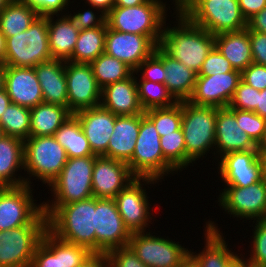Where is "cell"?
Returning a JSON list of instances; mask_svg holds the SVG:
<instances>
[{"instance_id":"44dd1931","label":"cell","mask_w":266,"mask_h":267,"mask_svg":"<svg viewBox=\"0 0 266 267\" xmlns=\"http://www.w3.org/2000/svg\"><path fill=\"white\" fill-rule=\"evenodd\" d=\"M73 115L80 122L92 152L107 157V147L117 116L101 105L78 111Z\"/></svg>"},{"instance_id":"ab89813d","label":"cell","mask_w":266,"mask_h":267,"mask_svg":"<svg viewBox=\"0 0 266 267\" xmlns=\"http://www.w3.org/2000/svg\"><path fill=\"white\" fill-rule=\"evenodd\" d=\"M164 158L176 169L186 167V147L182 128L160 137Z\"/></svg>"},{"instance_id":"03108f58","label":"cell","mask_w":266,"mask_h":267,"mask_svg":"<svg viewBox=\"0 0 266 267\" xmlns=\"http://www.w3.org/2000/svg\"><path fill=\"white\" fill-rule=\"evenodd\" d=\"M257 149L259 154H266V131L264 133L262 140L257 145Z\"/></svg>"},{"instance_id":"f907efd6","label":"cell","mask_w":266,"mask_h":267,"mask_svg":"<svg viewBox=\"0 0 266 267\" xmlns=\"http://www.w3.org/2000/svg\"><path fill=\"white\" fill-rule=\"evenodd\" d=\"M241 80L256 90L266 88V66L252 63L241 72Z\"/></svg>"},{"instance_id":"277c9868","label":"cell","mask_w":266,"mask_h":267,"mask_svg":"<svg viewBox=\"0 0 266 267\" xmlns=\"http://www.w3.org/2000/svg\"><path fill=\"white\" fill-rule=\"evenodd\" d=\"M159 0L133 7H113L106 15V22L110 29L122 33H132L147 36L156 46L162 35L165 24V6Z\"/></svg>"},{"instance_id":"c3c4849f","label":"cell","mask_w":266,"mask_h":267,"mask_svg":"<svg viewBox=\"0 0 266 267\" xmlns=\"http://www.w3.org/2000/svg\"><path fill=\"white\" fill-rule=\"evenodd\" d=\"M140 70H143L142 79L162 84L165 83L166 72L163 60L155 52L139 65L136 74Z\"/></svg>"},{"instance_id":"484cf974","label":"cell","mask_w":266,"mask_h":267,"mask_svg":"<svg viewBox=\"0 0 266 267\" xmlns=\"http://www.w3.org/2000/svg\"><path fill=\"white\" fill-rule=\"evenodd\" d=\"M154 52L163 60L166 72L165 85L177 102L188 101L195 89L197 73L166 53L159 45Z\"/></svg>"},{"instance_id":"91938a15","label":"cell","mask_w":266,"mask_h":267,"mask_svg":"<svg viewBox=\"0 0 266 267\" xmlns=\"http://www.w3.org/2000/svg\"><path fill=\"white\" fill-rule=\"evenodd\" d=\"M148 1L149 0H114V7H133Z\"/></svg>"},{"instance_id":"003e7915","label":"cell","mask_w":266,"mask_h":267,"mask_svg":"<svg viewBox=\"0 0 266 267\" xmlns=\"http://www.w3.org/2000/svg\"><path fill=\"white\" fill-rule=\"evenodd\" d=\"M260 158L262 160L264 180L266 181V154H260Z\"/></svg>"},{"instance_id":"7a4b0ae2","label":"cell","mask_w":266,"mask_h":267,"mask_svg":"<svg viewBox=\"0 0 266 267\" xmlns=\"http://www.w3.org/2000/svg\"><path fill=\"white\" fill-rule=\"evenodd\" d=\"M178 27L162 30L159 46L186 68L199 73L208 53L215 46V37L210 32L194 25L179 14Z\"/></svg>"},{"instance_id":"9c48e42d","label":"cell","mask_w":266,"mask_h":267,"mask_svg":"<svg viewBox=\"0 0 266 267\" xmlns=\"http://www.w3.org/2000/svg\"><path fill=\"white\" fill-rule=\"evenodd\" d=\"M68 160L54 136H30L24 141V169L50 185Z\"/></svg>"},{"instance_id":"603a6c76","label":"cell","mask_w":266,"mask_h":267,"mask_svg":"<svg viewBox=\"0 0 266 267\" xmlns=\"http://www.w3.org/2000/svg\"><path fill=\"white\" fill-rule=\"evenodd\" d=\"M215 145L222 155L229 152L258 150L252 138L238 126L235 109L217 108Z\"/></svg>"},{"instance_id":"94428289","label":"cell","mask_w":266,"mask_h":267,"mask_svg":"<svg viewBox=\"0 0 266 267\" xmlns=\"http://www.w3.org/2000/svg\"><path fill=\"white\" fill-rule=\"evenodd\" d=\"M11 99L7 95L6 90L0 91V118L4 113L5 109L10 105Z\"/></svg>"},{"instance_id":"4fadbf2b","label":"cell","mask_w":266,"mask_h":267,"mask_svg":"<svg viewBox=\"0 0 266 267\" xmlns=\"http://www.w3.org/2000/svg\"><path fill=\"white\" fill-rule=\"evenodd\" d=\"M147 267H178L189 250L178 243L154 237L150 233H133L128 244Z\"/></svg>"},{"instance_id":"9f6ffc18","label":"cell","mask_w":266,"mask_h":267,"mask_svg":"<svg viewBox=\"0 0 266 267\" xmlns=\"http://www.w3.org/2000/svg\"><path fill=\"white\" fill-rule=\"evenodd\" d=\"M79 267H109L106 253H93Z\"/></svg>"},{"instance_id":"cb8c5ba5","label":"cell","mask_w":266,"mask_h":267,"mask_svg":"<svg viewBox=\"0 0 266 267\" xmlns=\"http://www.w3.org/2000/svg\"><path fill=\"white\" fill-rule=\"evenodd\" d=\"M100 105L116 116L143 114L139 99L137 80L133 74L126 80L111 83L101 90Z\"/></svg>"},{"instance_id":"8d00e7d4","label":"cell","mask_w":266,"mask_h":267,"mask_svg":"<svg viewBox=\"0 0 266 267\" xmlns=\"http://www.w3.org/2000/svg\"><path fill=\"white\" fill-rule=\"evenodd\" d=\"M4 135L23 141L30 137V109L10 103L0 118Z\"/></svg>"},{"instance_id":"2e32d148","label":"cell","mask_w":266,"mask_h":267,"mask_svg":"<svg viewBox=\"0 0 266 267\" xmlns=\"http://www.w3.org/2000/svg\"><path fill=\"white\" fill-rule=\"evenodd\" d=\"M140 180L153 184L157 181L153 178L136 177L114 197L118 212L131 234L145 232L150 217L147 194L142 189Z\"/></svg>"},{"instance_id":"89a4df30","label":"cell","mask_w":266,"mask_h":267,"mask_svg":"<svg viewBox=\"0 0 266 267\" xmlns=\"http://www.w3.org/2000/svg\"><path fill=\"white\" fill-rule=\"evenodd\" d=\"M11 0H0V11L5 8Z\"/></svg>"},{"instance_id":"f6af8a7d","label":"cell","mask_w":266,"mask_h":267,"mask_svg":"<svg viewBox=\"0 0 266 267\" xmlns=\"http://www.w3.org/2000/svg\"><path fill=\"white\" fill-rule=\"evenodd\" d=\"M257 100L258 90L241 80L228 107L230 109L254 111L257 106Z\"/></svg>"},{"instance_id":"30bf717a","label":"cell","mask_w":266,"mask_h":267,"mask_svg":"<svg viewBox=\"0 0 266 267\" xmlns=\"http://www.w3.org/2000/svg\"><path fill=\"white\" fill-rule=\"evenodd\" d=\"M30 186L0 187V231L25 225H47L43 206L35 205Z\"/></svg>"},{"instance_id":"ee69618b","label":"cell","mask_w":266,"mask_h":267,"mask_svg":"<svg viewBox=\"0 0 266 267\" xmlns=\"http://www.w3.org/2000/svg\"><path fill=\"white\" fill-rule=\"evenodd\" d=\"M253 236L254 250L245 262L250 267H266V218L257 220Z\"/></svg>"},{"instance_id":"d590c367","label":"cell","mask_w":266,"mask_h":267,"mask_svg":"<svg viewBox=\"0 0 266 267\" xmlns=\"http://www.w3.org/2000/svg\"><path fill=\"white\" fill-rule=\"evenodd\" d=\"M90 66L97 84L101 89L111 83L126 80L135 73L124 62L106 53L101 54L91 62Z\"/></svg>"},{"instance_id":"f1b7e54d","label":"cell","mask_w":266,"mask_h":267,"mask_svg":"<svg viewBox=\"0 0 266 267\" xmlns=\"http://www.w3.org/2000/svg\"><path fill=\"white\" fill-rule=\"evenodd\" d=\"M20 166L24 169V141L17 137L3 136L0 139V187L29 185L27 179L13 178Z\"/></svg>"},{"instance_id":"bcb514c9","label":"cell","mask_w":266,"mask_h":267,"mask_svg":"<svg viewBox=\"0 0 266 267\" xmlns=\"http://www.w3.org/2000/svg\"><path fill=\"white\" fill-rule=\"evenodd\" d=\"M233 70L230 62L214 46L208 53L197 76H212Z\"/></svg>"},{"instance_id":"6da1fadb","label":"cell","mask_w":266,"mask_h":267,"mask_svg":"<svg viewBox=\"0 0 266 267\" xmlns=\"http://www.w3.org/2000/svg\"><path fill=\"white\" fill-rule=\"evenodd\" d=\"M43 212L53 235L96 253L95 197L62 206H43Z\"/></svg>"},{"instance_id":"1f68e13d","label":"cell","mask_w":266,"mask_h":267,"mask_svg":"<svg viewBox=\"0 0 266 267\" xmlns=\"http://www.w3.org/2000/svg\"><path fill=\"white\" fill-rule=\"evenodd\" d=\"M72 115L67 107L39 103L30 109V136H52Z\"/></svg>"},{"instance_id":"5bb4252c","label":"cell","mask_w":266,"mask_h":267,"mask_svg":"<svg viewBox=\"0 0 266 267\" xmlns=\"http://www.w3.org/2000/svg\"><path fill=\"white\" fill-rule=\"evenodd\" d=\"M65 64L69 111L74 114L99 106L102 89L97 84L90 64L71 61Z\"/></svg>"},{"instance_id":"e7e4bbea","label":"cell","mask_w":266,"mask_h":267,"mask_svg":"<svg viewBox=\"0 0 266 267\" xmlns=\"http://www.w3.org/2000/svg\"><path fill=\"white\" fill-rule=\"evenodd\" d=\"M6 64L0 63V91L5 89Z\"/></svg>"},{"instance_id":"f35d334b","label":"cell","mask_w":266,"mask_h":267,"mask_svg":"<svg viewBox=\"0 0 266 267\" xmlns=\"http://www.w3.org/2000/svg\"><path fill=\"white\" fill-rule=\"evenodd\" d=\"M144 114L155 125L159 136H164L181 128L182 101L170 107L148 109Z\"/></svg>"},{"instance_id":"83f0119b","label":"cell","mask_w":266,"mask_h":267,"mask_svg":"<svg viewBox=\"0 0 266 267\" xmlns=\"http://www.w3.org/2000/svg\"><path fill=\"white\" fill-rule=\"evenodd\" d=\"M215 37V47L230 62L233 69L242 72L253 63L249 31L223 32Z\"/></svg>"},{"instance_id":"d6986e66","label":"cell","mask_w":266,"mask_h":267,"mask_svg":"<svg viewBox=\"0 0 266 267\" xmlns=\"http://www.w3.org/2000/svg\"><path fill=\"white\" fill-rule=\"evenodd\" d=\"M221 157L219 170L227 186L247 187L264 178L258 150L229 152Z\"/></svg>"},{"instance_id":"8992f818","label":"cell","mask_w":266,"mask_h":267,"mask_svg":"<svg viewBox=\"0 0 266 267\" xmlns=\"http://www.w3.org/2000/svg\"><path fill=\"white\" fill-rule=\"evenodd\" d=\"M216 117V107L182 101L181 128L185 139L186 166L215 146Z\"/></svg>"},{"instance_id":"5b68a950","label":"cell","mask_w":266,"mask_h":267,"mask_svg":"<svg viewBox=\"0 0 266 267\" xmlns=\"http://www.w3.org/2000/svg\"><path fill=\"white\" fill-rule=\"evenodd\" d=\"M50 60L47 16H38L27 30L6 38L7 66L35 67Z\"/></svg>"},{"instance_id":"ac0fdd59","label":"cell","mask_w":266,"mask_h":267,"mask_svg":"<svg viewBox=\"0 0 266 267\" xmlns=\"http://www.w3.org/2000/svg\"><path fill=\"white\" fill-rule=\"evenodd\" d=\"M155 48L156 45L147 36L122 33L107 25L104 53L124 62L134 72Z\"/></svg>"},{"instance_id":"8fae6325","label":"cell","mask_w":266,"mask_h":267,"mask_svg":"<svg viewBox=\"0 0 266 267\" xmlns=\"http://www.w3.org/2000/svg\"><path fill=\"white\" fill-rule=\"evenodd\" d=\"M47 225H25L0 231V267H31Z\"/></svg>"},{"instance_id":"be15d7a7","label":"cell","mask_w":266,"mask_h":267,"mask_svg":"<svg viewBox=\"0 0 266 267\" xmlns=\"http://www.w3.org/2000/svg\"><path fill=\"white\" fill-rule=\"evenodd\" d=\"M178 267H199L197 261L188 254L180 263Z\"/></svg>"},{"instance_id":"4dcf8cb0","label":"cell","mask_w":266,"mask_h":267,"mask_svg":"<svg viewBox=\"0 0 266 267\" xmlns=\"http://www.w3.org/2000/svg\"><path fill=\"white\" fill-rule=\"evenodd\" d=\"M51 15L47 16L49 50L52 59L68 61L73 54L79 35L68 18L63 16L57 21H52Z\"/></svg>"},{"instance_id":"6f0895ef","label":"cell","mask_w":266,"mask_h":267,"mask_svg":"<svg viewBox=\"0 0 266 267\" xmlns=\"http://www.w3.org/2000/svg\"><path fill=\"white\" fill-rule=\"evenodd\" d=\"M91 6H94L93 8H97L98 10H102L101 14L107 15L112 8L114 7V0H87Z\"/></svg>"},{"instance_id":"9a60e30c","label":"cell","mask_w":266,"mask_h":267,"mask_svg":"<svg viewBox=\"0 0 266 267\" xmlns=\"http://www.w3.org/2000/svg\"><path fill=\"white\" fill-rule=\"evenodd\" d=\"M220 205L235 217L266 218V181L264 178L247 187L228 186L219 197Z\"/></svg>"},{"instance_id":"681fc988","label":"cell","mask_w":266,"mask_h":267,"mask_svg":"<svg viewBox=\"0 0 266 267\" xmlns=\"http://www.w3.org/2000/svg\"><path fill=\"white\" fill-rule=\"evenodd\" d=\"M95 15L96 14H94V12L87 10L83 13H77L73 16L67 15L66 17L76 30L82 31L84 29L102 27L106 23L105 14H100V17H98V19Z\"/></svg>"},{"instance_id":"74e56055","label":"cell","mask_w":266,"mask_h":267,"mask_svg":"<svg viewBox=\"0 0 266 267\" xmlns=\"http://www.w3.org/2000/svg\"><path fill=\"white\" fill-rule=\"evenodd\" d=\"M137 83L138 99L144 111L152 108L170 107L177 103L165 84L141 79Z\"/></svg>"},{"instance_id":"60d3db41","label":"cell","mask_w":266,"mask_h":267,"mask_svg":"<svg viewBox=\"0 0 266 267\" xmlns=\"http://www.w3.org/2000/svg\"><path fill=\"white\" fill-rule=\"evenodd\" d=\"M31 267H60L59 238L48 229L35 249Z\"/></svg>"},{"instance_id":"3957f363","label":"cell","mask_w":266,"mask_h":267,"mask_svg":"<svg viewBox=\"0 0 266 267\" xmlns=\"http://www.w3.org/2000/svg\"><path fill=\"white\" fill-rule=\"evenodd\" d=\"M178 14L212 35L247 28L238 0H175Z\"/></svg>"},{"instance_id":"7c38bea8","label":"cell","mask_w":266,"mask_h":267,"mask_svg":"<svg viewBox=\"0 0 266 267\" xmlns=\"http://www.w3.org/2000/svg\"><path fill=\"white\" fill-rule=\"evenodd\" d=\"M96 253L127 246L131 233L118 212L114 199L95 197Z\"/></svg>"},{"instance_id":"db71d44e","label":"cell","mask_w":266,"mask_h":267,"mask_svg":"<svg viewBox=\"0 0 266 267\" xmlns=\"http://www.w3.org/2000/svg\"><path fill=\"white\" fill-rule=\"evenodd\" d=\"M242 16L246 21L266 7V0H238Z\"/></svg>"},{"instance_id":"f546056e","label":"cell","mask_w":266,"mask_h":267,"mask_svg":"<svg viewBox=\"0 0 266 267\" xmlns=\"http://www.w3.org/2000/svg\"><path fill=\"white\" fill-rule=\"evenodd\" d=\"M206 226V248L201 253L189 254L197 261L199 267H233L241 258L234 254L225 243L221 233L217 230L213 222H208Z\"/></svg>"},{"instance_id":"836d02e7","label":"cell","mask_w":266,"mask_h":267,"mask_svg":"<svg viewBox=\"0 0 266 267\" xmlns=\"http://www.w3.org/2000/svg\"><path fill=\"white\" fill-rule=\"evenodd\" d=\"M38 16L37 11L27 4L11 0L0 11V30L6 38L18 35L27 30Z\"/></svg>"},{"instance_id":"2644e50d","label":"cell","mask_w":266,"mask_h":267,"mask_svg":"<svg viewBox=\"0 0 266 267\" xmlns=\"http://www.w3.org/2000/svg\"><path fill=\"white\" fill-rule=\"evenodd\" d=\"M3 136H5V135H4L2 126L0 125V139H1Z\"/></svg>"},{"instance_id":"d4e9b609","label":"cell","mask_w":266,"mask_h":267,"mask_svg":"<svg viewBox=\"0 0 266 267\" xmlns=\"http://www.w3.org/2000/svg\"><path fill=\"white\" fill-rule=\"evenodd\" d=\"M65 62L52 59L36 65L34 69L42 90L43 101L68 108Z\"/></svg>"},{"instance_id":"a7ac6f4b","label":"cell","mask_w":266,"mask_h":267,"mask_svg":"<svg viewBox=\"0 0 266 267\" xmlns=\"http://www.w3.org/2000/svg\"><path fill=\"white\" fill-rule=\"evenodd\" d=\"M233 267H250L248 264L243 261V259H240Z\"/></svg>"},{"instance_id":"d6a6232c","label":"cell","mask_w":266,"mask_h":267,"mask_svg":"<svg viewBox=\"0 0 266 267\" xmlns=\"http://www.w3.org/2000/svg\"><path fill=\"white\" fill-rule=\"evenodd\" d=\"M53 136L64 147L68 158L95 155L80 122L73 114L56 130Z\"/></svg>"},{"instance_id":"7402d4cb","label":"cell","mask_w":266,"mask_h":267,"mask_svg":"<svg viewBox=\"0 0 266 267\" xmlns=\"http://www.w3.org/2000/svg\"><path fill=\"white\" fill-rule=\"evenodd\" d=\"M5 90L12 103L29 109L44 102L34 67L6 66Z\"/></svg>"},{"instance_id":"52a82bcc","label":"cell","mask_w":266,"mask_h":267,"mask_svg":"<svg viewBox=\"0 0 266 267\" xmlns=\"http://www.w3.org/2000/svg\"><path fill=\"white\" fill-rule=\"evenodd\" d=\"M127 164L131 173L138 178L159 180V178L163 177V174L176 170L164 158L160 145V136L155 125L144 113L140 114L139 134L133 156Z\"/></svg>"},{"instance_id":"6125c7cd","label":"cell","mask_w":266,"mask_h":267,"mask_svg":"<svg viewBox=\"0 0 266 267\" xmlns=\"http://www.w3.org/2000/svg\"><path fill=\"white\" fill-rule=\"evenodd\" d=\"M6 57V37L0 30V63H5Z\"/></svg>"},{"instance_id":"f5cc1de1","label":"cell","mask_w":266,"mask_h":267,"mask_svg":"<svg viewBox=\"0 0 266 267\" xmlns=\"http://www.w3.org/2000/svg\"><path fill=\"white\" fill-rule=\"evenodd\" d=\"M253 62L266 66V34L249 31Z\"/></svg>"},{"instance_id":"7dc6e473","label":"cell","mask_w":266,"mask_h":267,"mask_svg":"<svg viewBox=\"0 0 266 267\" xmlns=\"http://www.w3.org/2000/svg\"><path fill=\"white\" fill-rule=\"evenodd\" d=\"M109 267H147L129 245L109 250Z\"/></svg>"},{"instance_id":"b9f144b4","label":"cell","mask_w":266,"mask_h":267,"mask_svg":"<svg viewBox=\"0 0 266 267\" xmlns=\"http://www.w3.org/2000/svg\"><path fill=\"white\" fill-rule=\"evenodd\" d=\"M238 126L258 145L266 131V119L254 111L235 109Z\"/></svg>"},{"instance_id":"7bdbcfd3","label":"cell","mask_w":266,"mask_h":267,"mask_svg":"<svg viewBox=\"0 0 266 267\" xmlns=\"http://www.w3.org/2000/svg\"><path fill=\"white\" fill-rule=\"evenodd\" d=\"M93 253L86 247L59 239L60 267H79Z\"/></svg>"},{"instance_id":"816d5d0a","label":"cell","mask_w":266,"mask_h":267,"mask_svg":"<svg viewBox=\"0 0 266 267\" xmlns=\"http://www.w3.org/2000/svg\"><path fill=\"white\" fill-rule=\"evenodd\" d=\"M32 9H35L39 16H53L65 9L69 0H20ZM66 5V6H65Z\"/></svg>"},{"instance_id":"4316f807","label":"cell","mask_w":266,"mask_h":267,"mask_svg":"<svg viewBox=\"0 0 266 267\" xmlns=\"http://www.w3.org/2000/svg\"><path fill=\"white\" fill-rule=\"evenodd\" d=\"M140 129V114L117 116L107 147V157L128 163L136 145Z\"/></svg>"},{"instance_id":"11a10c76","label":"cell","mask_w":266,"mask_h":267,"mask_svg":"<svg viewBox=\"0 0 266 267\" xmlns=\"http://www.w3.org/2000/svg\"><path fill=\"white\" fill-rule=\"evenodd\" d=\"M247 29L266 34V7L247 20Z\"/></svg>"},{"instance_id":"ffe728a7","label":"cell","mask_w":266,"mask_h":267,"mask_svg":"<svg viewBox=\"0 0 266 267\" xmlns=\"http://www.w3.org/2000/svg\"><path fill=\"white\" fill-rule=\"evenodd\" d=\"M135 178L127 163L97 156L92 173L93 197L114 199Z\"/></svg>"},{"instance_id":"e575fe53","label":"cell","mask_w":266,"mask_h":267,"mask_svg":"<svg viewBox=\"0 0 266 267\" xmlns=\"http://www.w3.org/2000/svg\"><path fill=\"white\" fill-rule=\"evenodd\" d=\"M106 31L107 22L102 27L80 31L72 57L68 61L83 64L93 62L104 53Z\"/></svg>"},{"instance_id":"e0dca14e","label":"cell","mask_w":266,"mask_h":267,"mask_svg":"<svg viewBox=\"0 0 266 267\" xmlns=\"http://www.w3.org/2000/svg\"><path fill=\"white\" fill-rule=\"evenodd\" d=\"M241 81V72L233 70L212 76H197L194 92L188 100L194 105L228 107Z\"/></svg>"},{"instance_id":"ba28073f","label":"cell","mask_w":266,"mask_h":267,"mask_svg":"<svg viewBox=\"0 0 266 267\" xmlns=\"http://www.w3.org/2000/svg\"><path fill=\"white\" fill-rule=\"evenodd\" d=\"M98 155L68 158L58 177L49 185L54 191L55 202L51 205L62 206L93 197L92 173Z\"/></svg>"},{"instance_id":"680465c9","label":"cell","mask_w":266,"mask_h":267,"mask_svg":"<svg viewBox=\"0 0 266 267\" xmlns=\"http://www.w3.org/2000/svg\"><path fill=\"white\" fill-rule=\"evenodd\" d=\"M254 112L266 119V88L261 91L258 90L257 106Z\"/></svg>"}]
</instances>
